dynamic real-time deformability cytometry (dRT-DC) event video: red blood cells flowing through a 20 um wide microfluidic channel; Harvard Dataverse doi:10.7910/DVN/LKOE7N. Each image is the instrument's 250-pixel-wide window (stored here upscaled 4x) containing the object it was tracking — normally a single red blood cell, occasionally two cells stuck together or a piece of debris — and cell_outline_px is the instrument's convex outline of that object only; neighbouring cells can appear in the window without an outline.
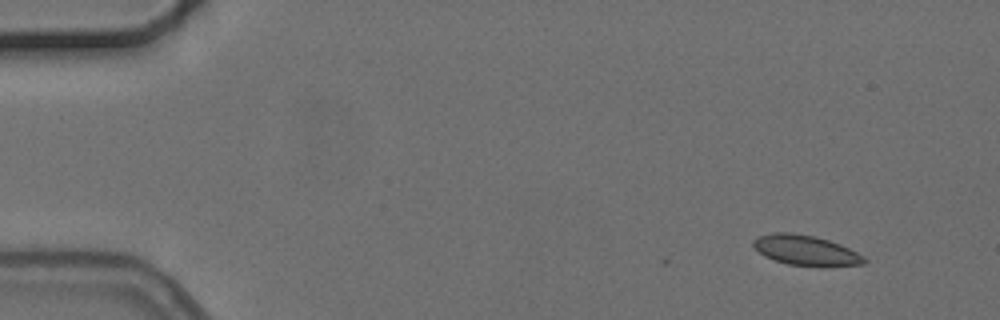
{"species": "common noctule bat (a hibernating species)", "species_latin": "Nyctalus noctula", "temperature_condition": "cold", "stored_images_in_passage": 4, "camera_frame_rate_fps": 3000, "um_per_image_px": 0.085, "animal": {"sex": "female", "body_mass_g": 24.6, "forearm_length_mm": 56.2}, "frame": {"image": 1, "passage_image": 1, "time_ms": 0.0, "image_size_px": [1000, 320], "cell_outline_px": [[868, 260], [864, 264], [824, 268], [820, 268], [788, 264], [764, 256], [752, 248], [752, 240], [756, 236], [772, 232], [792, 232], [816, 236], [840, 244], [864, 256]], "centroid_in_image_um": [68.48, 21.29], "position_along_channel_um": 16.5, "area_um2": 20.17}}
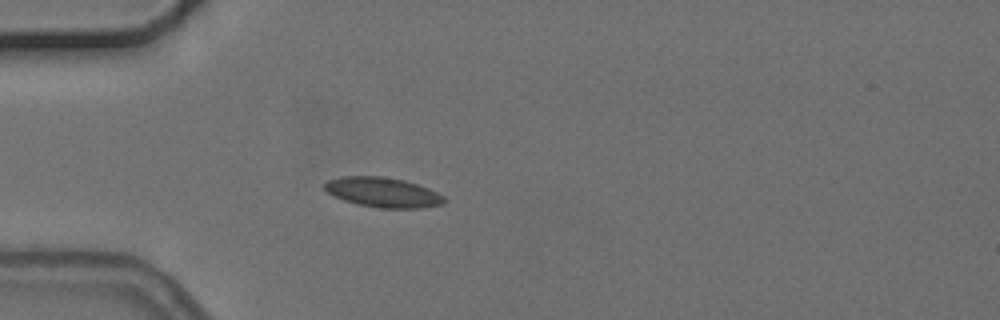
{"frame": {"image": 2, "passage_image": 3, "time_ms": 3.667, "image_size_px": [1000, 320], "cell_outline_px": [[448, 200], [444, 204], [420, 208], [380, 208], [356, 204], [344, 200], [328, 192], [324, 188], [324, 184], [328, 180], [344, 176], [384, 176], [404, 180], [428, 188], [444, 196]], "centroid_in_image_um": [32.58, 16.35], "position_along_channel_um": 52.4, "area_um2": 20.81}}